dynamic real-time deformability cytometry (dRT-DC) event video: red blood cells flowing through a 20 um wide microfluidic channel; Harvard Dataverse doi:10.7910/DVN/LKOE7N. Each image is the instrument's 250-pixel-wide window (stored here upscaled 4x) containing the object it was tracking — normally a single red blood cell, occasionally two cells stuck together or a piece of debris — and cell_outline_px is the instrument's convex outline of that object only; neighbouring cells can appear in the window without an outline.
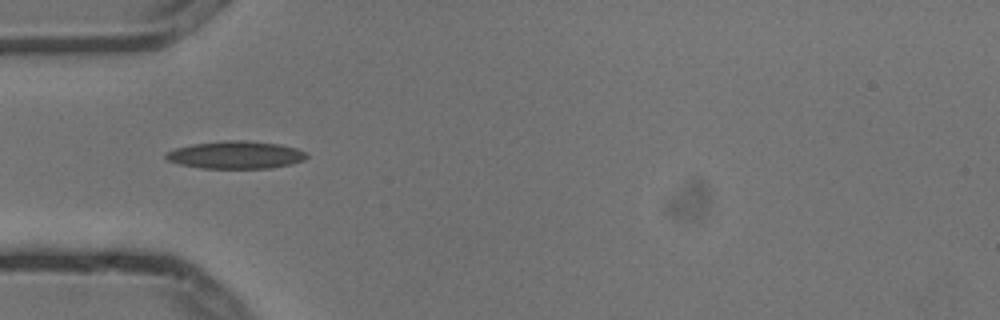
{"species": "common noctule bat (a hibernating species)", "species_latin": "Nyctalus noctula", "temperature_condition": "cold", "stored_images_in_passage": 10, "camera_frame_rate_fps": 3000, "um_per_image_px": 0.085, "animal": {"sex": "male", "body_mass_g": 13.3}, "frame": {"image": 1, "passage_image": 5, "time_ms": 1.333, "image_size_px": [1000, 320], "cell_outline_px": [[308, 156], [304, 160], [288, 164], [268, 168], [200, 168], [180, 164], [168, 160], [164, 156], [168, 152], [176, 148], [192, 144], [224, 140], [244, 140], [276, 144], [296, 148], [304, 152]], "centroid_in_image_um": [20.01, 13.16], "position_along_channel_um": 65.0, "area_um2": 22.31}}
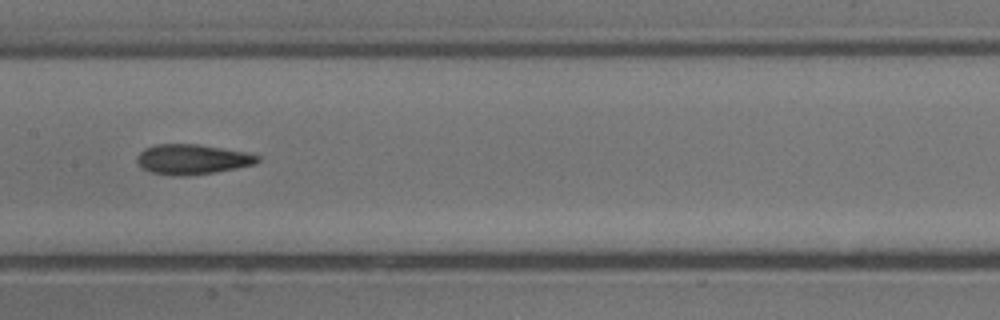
{"frame": {"image": 2, "passage_image": 8, "time_ms": 2.333, "image_size_px": [1000, 320], "cell_outline_px": [[260, 160], [256, 164], [216, 172], [184, 176], [172, 176], [152, 172], [144, 168], [136, 160], [140, 152], [144, 148], [156, 144], [196, 144], [244, 152], [260, 156]], "centroid_in_image_um": [16.35, 13.54], "position_along_channel_um": 191.1, "area_um2": 20.92}}
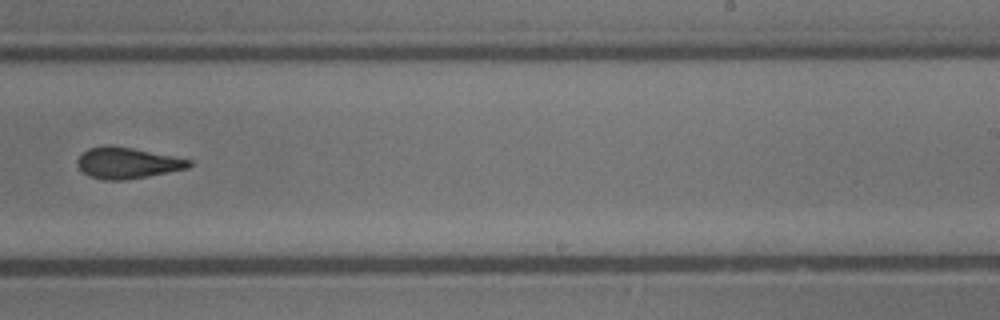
{"frame": {"image": 3, "passage_image": 10, "time_ms": 3.0, "image_size_px": [1000, 320], "cell_outline_px": [[192, 164], [188, 168], [148, 176], [124, 180], [104, 180], [88, 176], [76, 164], [76, 160], [88, 148], [132, 148], [192, 160]], "centroid_in_image_um": [10.84, 13.89], "position_along_channel_um": 278.2, "area_um2": 19.54}}